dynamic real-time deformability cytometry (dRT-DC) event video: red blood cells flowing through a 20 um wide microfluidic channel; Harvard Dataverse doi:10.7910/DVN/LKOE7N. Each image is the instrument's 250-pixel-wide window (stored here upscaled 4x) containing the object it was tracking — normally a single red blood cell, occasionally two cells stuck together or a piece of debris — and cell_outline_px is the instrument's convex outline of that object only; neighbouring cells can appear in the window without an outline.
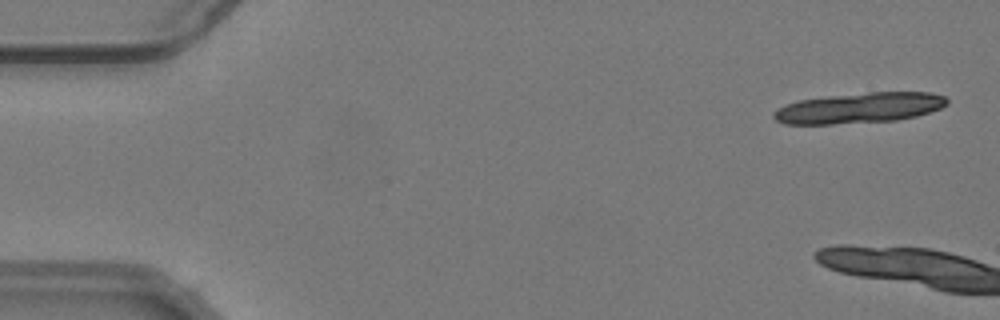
{"species": "common noctule bat (a hibernating species)", "species_latin": "Nyctalus noctula", "temperature_condition": "warm", "stored_images_in_passage": 5, "camera_frame_rate_fps": 3000, "um_per_image_px": 0.085, "animal": {"sex": "male", "body_mass_g": 19.2, "forearm_length_mm": 51.8}, "frame": {"image": 1, "passage_image": 2, "time_ms": 0.333, "image_size_px": [1000, 320], "cell_outline_px": [[948, 104], [940, 108], [916, 116], [896, 120], [832, 124], [784, 124], [776, 120], [772, 116], [772, 112], [776, 108], [796, 100], [828, 96], [868, 92], [928, 92], [944, 96], [948, 100]], "centroid_in_image_um": [72.99, 9.17], "position_along_channel_um": 12.0, "area_um2": 30.87}}